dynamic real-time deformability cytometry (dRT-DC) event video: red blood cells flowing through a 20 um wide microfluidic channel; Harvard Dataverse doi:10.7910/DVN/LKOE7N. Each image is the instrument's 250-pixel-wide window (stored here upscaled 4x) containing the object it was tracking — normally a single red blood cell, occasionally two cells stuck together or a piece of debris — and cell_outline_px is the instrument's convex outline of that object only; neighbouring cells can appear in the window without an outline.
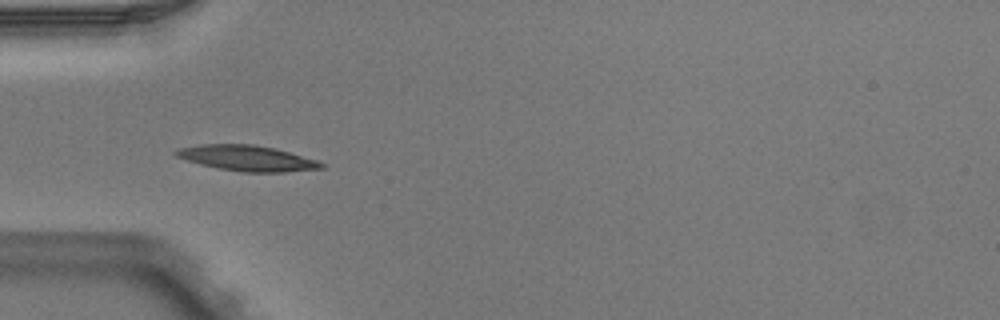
{"species": "Egyptian fruit bat (a non-hibernating species)", "species_latin": "Rousettus aegyptiacus", "temperature_condition": "warm", "stored_images_in_passage": 6, "camera_frame_rate_fps": 3000, "um_per_image_px": 0.085, "animal": {"sex": "male"}, "frame": {"image": 1, "passage_image": 5, "time_ms": 1.333, "image_size_px": [1000, 320], "cell_outline_px": [[324, 168], [284, 172], [244, 172], [220, 168], [200, 164], [176, 156], [172, 152], [176, 148], [200, 144], [252, 144], [276, 148], [316, 160], [324, 164]], "centroid_in_image_um": [20.98, 13.43], "position_along_channel_um": 64.0, "area_um2": 21.56}}
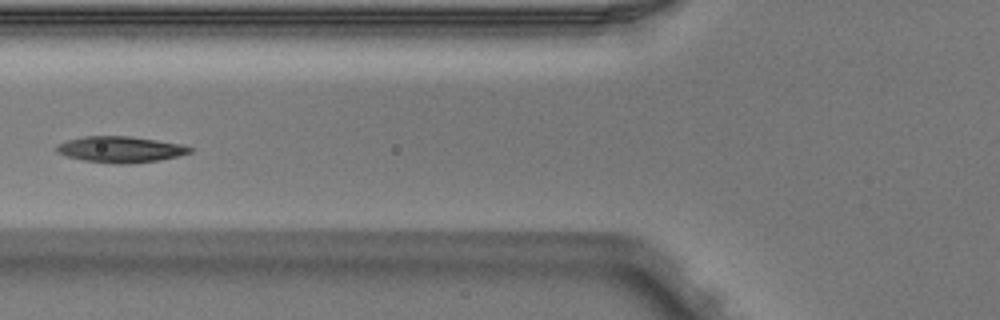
{"frame": {"image": 2, "passage_image": 6, "time_ms": 1.667, "image_size_px": [1000, 320], "cell_outline_px": [[192, 152], [180, 156], [160, 160], [128, 164], [116, 164], [84, 160], [68, 156], [56, 152], [56, 148], [60, 144], [68, 140], [84, 136], [128, 136], [156, 140], [180, 144], [192, 148]], "centroid_in_image_um": [10.27, 12.7], "position_along_channel_um": 115.5, "area_um2": 20.11}}